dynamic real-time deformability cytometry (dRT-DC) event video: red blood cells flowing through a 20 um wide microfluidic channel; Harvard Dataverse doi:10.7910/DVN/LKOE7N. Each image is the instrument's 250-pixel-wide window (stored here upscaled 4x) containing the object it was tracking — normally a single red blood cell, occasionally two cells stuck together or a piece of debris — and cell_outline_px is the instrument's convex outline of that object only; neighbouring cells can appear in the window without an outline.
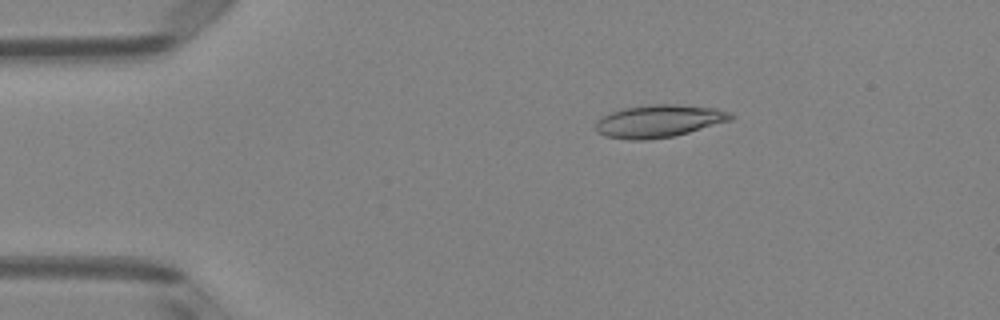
{"species": "Egyptian fruit bat (a non-hibernating species)", "species_latin": "Rousettus aegyptiacus", "temperature_condition": "room temperature", "stored_images_in_passage": 5, "camera_frame_rate_fps": 3000, "um_per_image_px": 0.085, "animal": {"sex": "female"}, "frame": {"image": 1, "passage_image": 3, "time_ms": 0.667, "image_size_px": [1000, 320], "cell_outline_px": [[736, 116], [732, 120], [688, 132], [672, 136], [644, 140], [628, 140], [604, 136], [596, 132], [596, 124], [604, 116], [620, 108], [652, 104], [680, 104], [716, 108], [732, 112]], "centroid_in_image_um": [56.04, 10.28], "position_along_channel_um": 29.0, "area_um2": 25.72}}
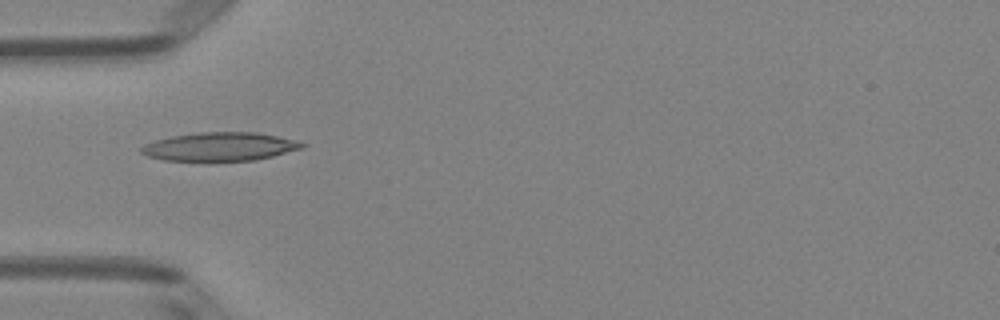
{"frame": {"image": 2, "passage_image": 5, "time_ms": 1.333, "image_size_px": [1000, 320], "cell_outline_px": [[308, 144], [304, 148], [256, 160], [208, 164], [164, 160], [148, 156], [140, 152], [140, 148], [144, 144], [156, 140], [172, 136], [200, 132], [256, 132], [296, 140]], "centroid_in_image_um": [18.67, 12.51], "position_along_channel_um": 66.3, "area_um2": 27.86}}